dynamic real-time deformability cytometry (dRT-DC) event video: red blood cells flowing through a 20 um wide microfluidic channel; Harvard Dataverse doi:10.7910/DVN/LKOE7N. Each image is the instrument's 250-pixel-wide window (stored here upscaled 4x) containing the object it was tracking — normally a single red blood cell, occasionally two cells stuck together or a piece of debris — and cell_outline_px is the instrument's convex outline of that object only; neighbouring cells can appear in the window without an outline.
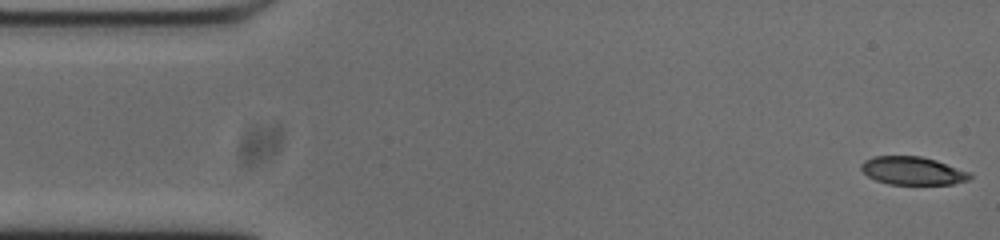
{"species": "common noctule bat (a hibernating species)", "species_latin": "Nyctalus noctula", "temperature_condition": "cold", "stored_images_in_passage": 53, "camera_frame_rate_fps": 3000, "um_per_image_px": 0.085, "animal": {"sex": "male", "body_mass_g": 20.0, "forearm_length_mm": 53.3}, "frame": {"image": 1, "passage_image": 1, "time_ms": 0.0, "image_size_px": [1000, 240], "cell_outline_px": [[972, 176], [968, 180], [952, 184], [888, 184], [876, 180], [868, 176], [860, 168], [860, 164], [864, 160], [876, 156], [920, 156], [936, 160], [968, 172]], "centroid_in_image_um": [77.54, 14.51], "position_along_channel_um": 7.5, "area_um2": 17.63}}
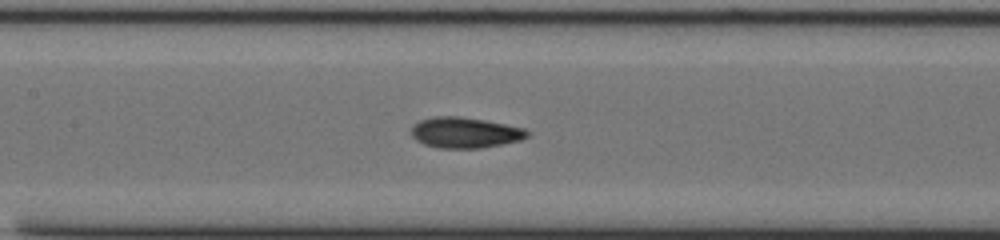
{"frame": {"image": 2, "passage_image": 23, "time_ms": 7.333, "image_size_px": [1000, 240], "cell_outline_px": [[528, 136], [520, 140], [480, 148], [436, 148], [424, 144], [416, 140], [412, 136], [412, 124], [420, 120], [432, 116], [460, 116], [484, 120], [524, 128], [528, 132]], "centroid_in_image_um": [39.47, 11.26], "position_along_channel_um": 167.9, "area_um2": 20.69}}
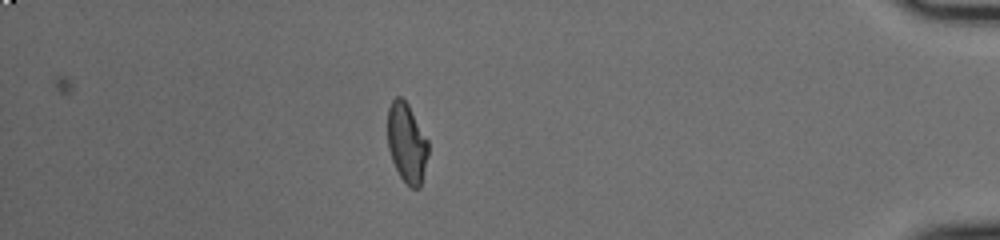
{"frame": {"image": 3, "passage_image": 46, "time_ms": 15.0, "image_size_px": [1000, 240], "cell_outline_px": [[428, 156], [420, 188], [412, 188], [400, 176], [392, 160], [388, 148], [388, 108], [392, 100], [396, 96], [400, 96], [408, 104], [428, 140]], "centroid_in_image_um": [34.58, 12.14], "position_along_channel_um": 400.6, "area_um2": 18.73}, "authors_computed_cell_mechanics": {"area_um2": 19.8254, "velocity_mm_per_s": 3.7376, "shape_relaxation_time_tau1_ms": 8.8917, "shape_relaxation_time_tau2_ms": 2.1291, "deformation_change_tau1": 0.235, "deformation_change_tau2": 0.0814}}